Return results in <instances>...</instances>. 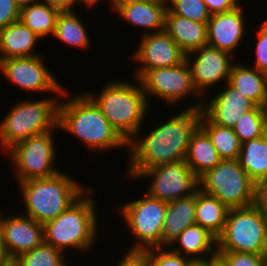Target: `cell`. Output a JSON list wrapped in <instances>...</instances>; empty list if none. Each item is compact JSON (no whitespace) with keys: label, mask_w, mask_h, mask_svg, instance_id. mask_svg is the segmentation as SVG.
<instances>
[{"label":"cell","mask_w":267,"mask_h":266,"mask_svg":"<svg viewBox=\"0 0 267 266\" xmlns=\"http://www.w3.org/2000/svg\"><path fill=\"white\" fill-rule=\"evenodd\" d=\"M233 58L230 53L208 45L185 55L195 88L203 97L217 83L228 82Z\"/></svg>","instance_id":"14"},{"label":"cell","mask_w":267,"mask_h":266,"mask_svg":"<svg viewBox=\"0 0 267 266\" xmlns=\"http://www.w3.org/2000/svg\"><path fill=\"white\" fill-rule=\"evenodd\" d=\"M196 193L167 202L161 234V247L169 246L188 226L196 224Z\"/></svg>","instance_id":"23"},{"label":"cell","mask_w":267,"mask_h":266,"mask_svg":"<svg viewBox=\"0 0 267 266\" xmlns=\"http://www.w3.org/2000/svg\"><path fill=\"white\" fill-rule=\"evenodd\" d=\"M166 0H148L119 7L114 13L129 22V26L142 27L143 33H157L165 29Z\"/></svg>","instance_id":"20"},{"label":"cell","mask_w":267,"mask_h":266,"mask_svg":"<svg viewBox=\"0 0 267 266\" xmlns=\"http://www.w3.org/2000/svg\"><path fill=\"white\" fill-rule=\"evenodd\" d=\"M55 149L53 131L29 137L10 148L5 154L14 165L17 182L47 178L60 172L55 167Z\"/></svg>","instance_id":"11"},{"label":"cell","mask_w":267,"mask_h":266,"mask_svg":"<svg viewBox=\"0 0 267 266\" xmlns=\"http://www.w3.org/2000/svg\"><path fill=\"white\" fill-rule=\"evenodd\" d=\"M66 174L60 171L51 177L18 183L25 207L23 215L44 225L54 220L88 189Z\"/></svg>","instance_id":"5"},{"label":"cell","mask_w":267,"mask_h":266,"mask_svg":"<svg viewBox=\"0 0 267 266\" xmlns=\"http://www.w3.org/2000/svg\"><path fill=\"white\" fill-rule=\"evenodd\" d=\"M103 86L96 95L94 92L85 94L128 143L143 127V121L150 110L141 83L137 78L132 81L116 79L107 81Z\"/></svg>","instance_id":"3"},{"label":"cell","mask_w":267,"mask_h":266,"mask_svg":"<svg viewBox=\"0 0 267 266\" xmlns=\"http://www.w3.org/2000/svg\"><path fill=\"white\" fill-rule=\"evenodd\" d=\"M60 11H74L77 0H43Z\"/></svg>","instance_id":"41"},{"label":"cell","mask_w":267,"mask_h":266,"mask_svg":"<svg viewBox=\"0 0 267 266\" xmlns=\"http://www.w3.org/2000/svg\"><path fill=\"white\" fill-rule=\"evenodd\" d=\"M199 189L218 198L228 208L247 207L255 201V182L238 159L221 160L199 178Z\"/></svg>","instance_id":"9"},{"label":"cell","mask_w":267,"mask_h":266,"mask_svg":"<svg viewBox=\"0 0 267 266\" xmlns=\"http://www.w3.org/2000/svg\"><path fill=\"white\" fill-rule=\"evenodd\" d=\"M184 160L191 171L200 178L208 170L213 169L222 159L208 134L198 126L191 134Z\"/></svg>","instance_id":"24"},{"label":"cell","mask_w":267,"mask_h":266,"mask_svg":"<svg viewBox=\"0 0 267 266\" xmlns=\"http://www.w3.org/2000/svg\"><path fill=\"white\" fill-rule=\"evenodd\" d=\"M42 55L0 60V73L24 92L62 95L65 88L45 65ZM49 69V70H48ZM61 84V85H60Z\"/></svg>","instance_id":"13"},{"label":"cell","mask_w":267,"mask_h":266,"mask_svg":"<svg viewBox=\"0 0 267 266\" xmlns=\"http://www.w3.org/2000/svg\"><path fill=\"white\" fill-rule=\"evenodd\" d=\"M13 261L17 266H70L65 262L66 255L63 251L45 242Z\"/></svg>","instance_id":"31"},{"label":"cell","mask_w":267,"mask_h":266,"mask_svg":"<svg viewBox=\"0 0 267 266\" xmlns=\"http://www.w3.org/2000/svg\"><path fill=\"white\" fill-rule=\"evenodd\" d=\"M238 161L256 183L267 177V132L258 138L242 143Z\"/></svg>","instance_id":"28"},{"label":"cell","mask_w":267,"mask_h":266,"mask_svg":"<svg viewBox=\"0 0 267 266\" xmlns=\"http://www.w3.org/2000/svg\"><path fill=\"white\" fill-rule=\"evenodd\" d=\"M254 205L267 218V177L255 183Z\"/></svg>","instance_id":"38"},{"label":"cell","mask_w":267,"mask_h":266,"mask_svg":"<svg viewBox=\"0 0 267 266\" xmlns=\"http://www.w3.org/2000/svg\"><path fill=\"white\" fill-rule=\"evenodd\" d=\"M207 266H227V264L216 254L207 259Z\"/></svg>","instance_id":"44"},{"label":"cell","mask_w":267,"mask_h":266,"mask_svg":"<svg viewBox=\"0 0 267 266\" xmlns=\"http://www.w3.org/2000/svg\"><path fill=\"white\" fill-rule=\"evenodd\" d=\"M241 143L263 136L267 132L262 108L255 106L243 114L233 128Z\"/></svg>","instance_id":"32"},{"label":"cell","mask_w":267,"mask_h":266,"mask_svg":"<svg viewBox=\"0 0 267 266\" xmlns=\"http://www.w3.org/2000/svg\"><path fill=\"white\" fill-rule=\"evenodd\" d=\"M258 27L255 36L258 39L254 49L255 62L252 66L267 74V20L261 22Z\"/></svg>","instance_id":"36"},{"label":"cell","mask_w":267,"mask_h":266,"mask_svg":"<svg viewBox=\"0 0 267 266\" xmlns=\"http://www.w3.org/2000/svg\"><path fill=\"white\" fill-rule=\"evenodd\" d=\"M39 0H14L16 6L21 10L24 7H27L33 3L38 2Z\"/></svg>","instance_id":"45"},{"label":"cell","mask_w":267,"mask_h":266,"mask_svg":"<svg viewBox=\"0 0 267 266\" xmlns=\"http://www.w3.org/2000/svg\"><path fill=\"white\" fill-rule=\"evenodd\" d=\"M243 5L233 10L212 14L207 23V45L233 55L245 37ZM244 36V37H243Z\"/></svg>","instance_id":"18"},{"label":"cell","mask_w":267,"mask_h":266,"mask_svg":"<svg viewBox=\"0 0 267 266\" xmlns=\"http://www.w3.org/2000/svg\"><path fill=\"white\" fill-rule=\"evenodd\" d=\"M59 96L18 101L0 121V149L4 154L16 143L58 129Z\"/></svg>","instance_id":"6"},{"label":"cell","mask_w":267,"mask_h":266,"mask_svg":"<svg viewBox=\"0 0 267 266\" xmlns=\"http://www.w3.org/2000/svg\"><path fill=\"white\" fill-rule=\"evenodd\" d=\"M116 266H146L142 253L127 252Z\"/></svg>","instance_id":"40"},{"label":"cell","mask_w":267,"mask_h":266,"mask_svg":"<svg viewBox=\"0 0 267 266\" xmlns=\"http://www.w3.org/2000/svg\"><path fill=\"white\" fill-rule=\"evenodd\" d=\"M144 177L150 180L146 193L165 202L189 197L199 189V178L191 171L185 160L152 166L136 179Z\"/></svg>","instance_id":"12"},{"label":"cell","mask_w":267,"mask_h":266,"mask_svg":"<svg viewBox=\"0 0 267 266\" xmlns=\"http://www.w3.org/2000/svg\"><path fill=\"white\" fill-rule=\"evenodd\" d=\"M139 199L128 201L117 207L135 238L128 252L141 253L150 248L161 247V234L166 216L167 202L151 197L148 193Z\"/></svg>","instance_id":"8"},{"label":"cell","mask_w":267,"mask_h":266,"mask_svg":"<svg viewBox=\"0 0 267 266\" xmlns=\"http://www.w3.org/2000/svg\"><path fill=\"white\" fill-rule=\"evenodd\" d=\"M142 35L139 47L131 54L134 62H139L133 78L139 79L147 70L176 66L185 60V54L165 30Z\"/></svg>","instance_id":"15"},{"label":"cell","mask_w":267,"mask_h":266,"mask_svg":"<svg viewBox=\"0 0 267 266\" xmlns=\"http://www.w3.org/2000/svg\"><path fill=\"white\" fill-rule=\"evenodd\" d=\"M61 11L39 0L20 10L21 22L41 39L54 35L57 18Z\"/></svg>","instance_id":"27"},{"label":"cell","mask_w":267,"mask_h":266,"mask_svg":"<svg viewBox=\"0 0 267 266\" xmlns=\"http://www.w3.org/2000/svg\"><path fill=\"white\" fill-rule=\"evenodd\" d=\"M145 1H148V0H111L110 9H112L111 11L115 12L121 6L129 5L133 3L145 2Z\"/></svg>","instance_id":"43"},{"label":"cell","mask_w":267,"mask_h":266,"mask_svg":"<svg viewBox=\"0 0 267 266\" xmlns=\"http://www.w3.org/2000/svg\"><path fill=\"white\" fill-rule=\"evenodd\" d=\"M99 1H101V0H77V4L78 5H82V3L84 4V5H86V7H88V9L89 8H93V7H95L94 5L96 4H100L99 3ZM108 3H111V0H109V2Z\"/></svg>","instance_id":"46"},{"label":"cell","mask_w":267,"mask_h":266,"mask_svg":"<svg viewBox=\"0 0 267 266\" xmlns=\"http://www.w3.org/2000/svg\"><path fill=\"white\" fill-rule=\"evenodd\" d=\"M229 208L218 198L196 191V224L206 229L216 239L222 234Z\"/></svg>","instance_id":"26"},{"label":"cell","mask_w":267,"mask_h":266,"mask_svg":"<svg viewBox=\"0 0 267 266\" xmlns=\"http://www.w3.org/2000/svg\"><path fill=\"white\" fill-rule=\"evenodd\" d=\"M20 19V9L14 0H0V29Z\"/></svg>","instance_id":"37"},{"label":"cell","mask_w":267,"mask_h":266,"mask_svg":"<svg viewBox=\"0 0 267 266\" xmlns=\"http://www.w3.org/2000/svg\"><path fill=\"white\" fill-rule=\"evenodd\" d=\"M41 38L21 20L0 29V60L14 57H32Z\"/></svg>","instance_id":"22"},{"label":"cell","mask_w":267,"mask_h":266,"mask_svg":"<svg viewBox=\"0 0 267 266\" xmlns=\"http://www.w3.org/2000/svg\"><path fill=\"white\" fill-rule=\"evenodd\" d=\"M227 266H267L266 254L217 252Z\"/></svg>","instance_id":"35"},{"label":"cell","mask_w":267,"mask_h":266,"mask_svg":"<svg viewBox=\"0 0 267 266\" xmlns=\"http://www.w3.org/2000/svg\"><path fill=\"white\" fill-rule=\"evenodd\" d=\"M146 266H191L194 261L172 251L168 246L156 247L141 252Z\"/></svg>","instance_id":"34"},{"label":"cell","mask_w":267,"mask_h":266,"mask_svg":"<svg viewBox=\"0 0 267 266\" xmlns=\"http://www.w3.org/2000/svg\"><path fill=\"white\" fill-rule=\"evenodd\" d=\"M167 9L178 16L199 23H208L211 14L203 0H166Z\"/></svg>","instance_id":"33"},{"label":"cell","mask_w":267,"mask_h":266,"mask_svg":"<svg viewBox=\"0 0 267 266\" xmlns=\"http://www.w3.org/2000/svg\"><path fill=\"white\" fill-rule=\"evenodd\" d=\"M1 210L3 209L0 208V230L13 260L44 242L43 224L23 214L5 216Z\"/></svg>","instance_id":"16"},{"label":"cell","mask_w":267,"mask_h":266,"mask_svg":"<svg viewBox=\"0 0 267 266\" xmlns=\"http://www.w3.org/2000/svg\"><path fill=\"white\" fill-rule=\"evenodd\" d=\"M13 261L12 257L9 255L6 245L3 239V235L0 230V266H7Z\"/></svg>","instance_id":"42"},{"label":"cell","mask_w":267,"mask_h":266,"mask_svg":"<svg viewBox=\"0 0 267 266\" xmlns=\"http://www.w3.org/2000/svg\"><path fill=\"white\" fill-rule=\"evenodd\" d=\"M74 11H61L53 37L70 47L88 50L91 47L88 30Z\"/></svg>","instance_id":"29"},{"label":"cell","mask_w":267,"mask_h":266,"mask_svg":"<svg viewBox=\"0 0 267 266\" xmlns=\"http://www.w3.org/2000/svg\"><path fill=\"white\" fill-rule=\"evenodd\" d=\"M199 126L208 134L222 160L239 158L242 143L234 129L212 123L202 112Z\"/></svg>","instance_id":"30"},{"label":"cell","mask_w":267,"mask_h":266,"mask_svg":"<svg viewBox=\"0 0 267 266\" xmlns=\"http://www.w3.org/2000/svg\"><path fill=\"white\" fill-rule=\"evenodd\" d=\"M262 112H263V117H264V122H265V126L267 128V96L265 97L263 103H262Z\"/></svg>","instance_id":"47"},{"label":"cell","mask_w":267,"mask_h":266,"mask_svg":"<svg viewBox=\"0 0 267 266\" xmlns=\"http://www.w3.org/2000/svg\"><path fill=\"white\" fill-rule=\"evenodd\" d=\"M200 115L201 109L186 108L150 129L146 136L138 131L128 142L126 178L133 180L152 166L184 160L191 134L199 126Z\"/></svg>","instance_id":"1"},{"label":"cell","mask_w":267,"mask_h":266,"mask_svg":"<svg viewBox=\"0 0 267 266\" xmlns=\"http://www.w3.org/2000/svg\"><path fill=\"white\" fill-rule=\"evenodd\" d=\"M7 266H17V264L14 262V261H12L10 264H8Z\"/></svg>","instance_id":"49"},{"label":"cell","mask_w":267,"mask_h":266,"mask_svg":"<svg viewBox=\"0 0 267 266\" xmlns=\"http://www.w3.org/2000/svg\"><path fill=\"white\" fill-rule=\"evenodd\" d=\"M228 83L248 97L256 106L261 107L267 96V74L249 65H242L235 61Z\"/></svg>","instance_id":"25"},{"label":"cell","mask_w":267,"mask_h":266,"mask_svg":"<svg viewBox=\"0 0 267 266\" xmlns=\"http://www.w3.org/2000/svg\"><path fill=\"white\" fill-rule=\"evenodd\" d=\"M204 96L201 112L212 122L227 128H234L240 117L256 105L239 90L226 82L223 90L208 101ZM206 99V100H205Z\"/></svg>","instance_id":"17"},{"label":"cell","mask_w":267,"mask_h":266,"mask_svg":"<svg viewBox=\"0 0 267 266\" xmlns=\"http://www.w3.org/2000/svg\"><path fill=\"white\" fill-rule=\"evenodd\" d=\"M164 30L179 45L185 55L207 46V23L195 22L172 14L167 9Z\"/></svg>","instance_id":"21"},{"label":"cell","mask_w":267,"mask_h":266,"mask_svg":"<svg viewBox=\"0 0 267 266\" xmlns=\"http://www.w3.org/2000/svg\"><path fill=\"white\" fill-rule=\"evenodd\" d=\"M94 190L88 188L65 211L43 225L45 243L64 253L68 248L78 250L81 254L91 251L99 236Z\"/></svg>","instance_id":"4"},{"label":"cell","mask_w":267,"mask_h":266,"mask_svg":"<svg viewBox=\"0 0 267 266\" xmlns=\"http://www.w3.org/2000/svg\"><path fill=\"white\" fill-rule=\"evenodd\" d=\"M65 88L58 106V127L75 136L93 151L126 148L128 143L108 122L95 103L83 92L70 96ZM64 96V97H63ZM70 96V98H69ZM67 97V98H66ZM67 99V100H66Z\"/></svg>","instance_id":"2"},{"label":"cell","mask_w":267,"mask_h":266,"mask_svg":"<svg viewBox=\"0 0 267 266\" xmlns=\"http://www.w3.org/2000/svg\"><path fill=\"white\" fill-rule=\"evenodd\" d=\"M206 3L209 13L216 14L227 12L240 6L239 0H203Z\"/></svg>","instance_id":"39"},{"label":"cell","mask_w":267,"mask_h":266,"mask_svg":"<svg viewBox=\"0 0 267 266\" xmlns=\"http://www.w3.org/2000/svg\"><path fill=\"white\" fill-rule=\"evenodd\" d=\"M217 252L267 254V218L254 204L229 208Z\"/></svg>","instance_id":"7"},{"label":"cell","mask_w":267,"mask_h":266,"mask_svg":"<svg viewBox=\"0 0 267 266\" xmlns=\"http://www.w3.org/2000/svg\"><path fill=\"white\" fill-rule=\"evenodd\" d=\"M168 247L194 262H204L217 254V239L200 225L194 224L185 228Z\"/></svg>","instance_id":"19"},{"label":"cell","mask_w":267,"mask_h":266,"mask_svg":"<svg viewBox=\"0 0 267 266\" xmlns=\"http://www.w3.org/2000/svg\"><path fill=\"white\" fill-rule=\"evenodd\" d=\"M138 80L149 106H151L149 99L152 96L163 100L172 107L187 96L193 95L197 97L196 101L193 100L187 108L202 109L204 97L195 88L186 60L176 66L147 70Z\"/></svg>","instance_id":"10"},{"label":"cell","mask_w":267,"mask_h":266,"mask_svg":"<svg viewBox=\"0 0 267 266\" xmlns=\"http://www.w3.org/2000/svg\"><path fill=\"white\" fill-rule=\"evenodd\" d=\"M191 266H207V260L204 262H194Z\"/></svg>","instance_id":"48"}]
</instances>
